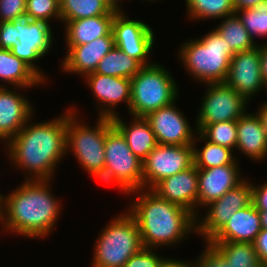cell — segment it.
<instances>
[{"mask_svg":"<svg viewBox=\"0 0 267 267\" xmlns=\"http://www.w3.org/2000/svg\"><path fill=\"white\" fill-rule=\"evenodd\" d=\"M252 203L251 181L246 178L233 189L228 190L219 199L205 207L208 211L201 218L196 217V233L209 242L239 209ZM202 219V220H200Z\"/></svg>","mask_w":267,"mask_h":267,"instance_id":"8fae6325","label":"cell"},{"mask_svg":"<svg viewBox=\"0 0 267 267\" xmlns=\"http://www.w3.org/2000/svg\"><path fill=\"white\" fill-rule=\"evenodd\" d=\"M260 214L261 227L267 229V210H258Z\"/></svg>","mask_w":267,"mask_h":267,"instance_id":"bcb514c9","label":"cell"},{"mask_svg":"<svg viewBox=\"0 0 267 267\" xmlns=\"http://www.w3.org/2000/svg\"><path fill=\"white\" fill-rule=\"evenodd\" d=\"M98 179L114 184L125 194L143 189V162L114 125L106 134L104 171Z\"/></svg>","mask_w":267,"mask_h":267,"instance_id":"ba28073f","label":"cell"},{"mask_svg":"<svg viewBox=\"0 0 267 267\" xmlns=\"http://www.w3.org/2000/svg\"><path fill=\"white\" fill-rule=\"evenodd\" d=\"M17 28L11 21L0 22V49L10 50L17 41Z\"/></svg>","mask_w":267,"mask_h":267,"instance_id":"74e56055","label":"cell"},{"mask_svg":"<svg viewBox=\"0 0 267 267\" xmlns=\"http://www.w3.org/2000/svg\"><path fill=\"white\" fill-rule=\"evenodd\" d=\"M96 240L91 267H123L143 248L137 222L128 211L112 218Z\"/></svg>","mask_w":267,"mask_h":267,"instance_id":"8992f818","label":"cell"},{"mask_svg":"<svg viewBox=\"0 0 267 267\" xmlns=\"http://www.w3.org/2000/svg\"><path fill=\"white\" fill-rule=\"evenodd\" d=\"M117 12L113 10L108 15L65 21L66 47L87 44L99 37L108 36L112 32V23Z\"/></svg>","mask_w":267,"mask_h":267,"instance_id":"603a6c76","label":"cell"},{"mask_svg":"<svg viewBox=\"0 0 267 267\" xmlns=\"http://www.w3.org/2000/svg\"><path fill=\"white\" fill-rule=\"evenodd\" d=\"M26 18L47 23L54 18L61 22L59 0H26Z\"/></svg>","mask_w":267,"mask_h":267,"instance_id":"836d02e7","label":"cell"},{"mask_svg":"<svg viewBox=\"0 0 267 267\" xmlns=\"http://www.w3.org/2000/svg\"><path fill=\"white\" fill-rule=\"evenodd\" d=\"M115 46L142 66L152 65L149 55L154 48V31L141 20L130 19L124 11L117 12L112 23Z\"/></svg>","mask_w":267,"mask_h":267,"instance_id":"4fadbf2b","label":"cell"},{"mask_svg":"<svg viewBox=\"0 0 267 267\" xmlns=\"http://www.w3.org/2000/svg\"><path fill=\"white\" fill-rule=\"evenodd\" d=\"M75 111L77 109L74 106L68 107L66 154L73 151L80 166L98 179L104 171L105 139L113 122L111 118L97 117L96 125L89 126L82 120L78 121Z\"/></svg>","mask_w":267,"mask_h":267,"instance_id":"5b68a950","label":"cell"},{"mask_svg":"<svg viewBox=\"0 0 267 267\" xmlns=\"http://www.w3.org/2000/svg\"><path fill=\"white\" fill-rule=\"evenodd\" d=\"M260 47V71L264 83L267 87V42L259 45Z\"/></svg>","mask_w":267,"mask_h":267,"instance_id":"60d3db41","label":"cell"},{"mask_svg":"<svg viewBox=\"0 0 267 267\" xmlns=\"http://www.w3.org/2000/svg\"><path fill=\"white\" fill-rule=\"evenodd\" d=\"M143 189H153L162 179L194 164L193 145H160L142 161Z\"/></svg>","mask_w":267,"mask_h":267,"instance_id":"7c38bea8","label":"cell"},{"mask_svg":"<svg viewBox=\"0 0 267 267\" xmlns=\"http://www.w3.org/2000/svg\"><path fill=\"white\" fill-rule=\"evenodd\" d=\"M205 86L195 131L200 132L206 125L217 122L237 121L247 111L249 102L225 82Z\"/></svg>","mask_w":267,"mask_h":267,"instance_id":"9c48e42d","label":"cell"},{"mask_svg":"<svg viewBox=\"0 0 267 267\" xmlns=\"http://www.w3.org/2000/svg\"><path fill=\"white\" fill-rule=\"evenodd\" d=\"M26 17V0H0V22Z\"/></svg>","mask_w":267,"mask_h":267,"instance_id":"d590c367","label":"cell"},{"mask_svg":"<svg viewBox=\"0 0 267 267\" xmlns=\"http://www.w3.org/2000/svg\"><path fill=\"white\" fill-rule=\"evenodd\" d=\"M143 66L114 46L98 63L94 73L131 79Z\"/></svg>","mask_w":267,"mask_h":267,"instance_id":"83f0119b","label":"cell"},{"mask_svg":"<svg viewBox=\"0 0 267 267\" xmlns=\"http://www.w3.org/2000/svg\"><path fill=\"white\" fill-rule=\"evenodd\" d=\"M113 125L124 136L129 149L143 161L158 145L155 134L145 117L133 116L129 125L119 114L111 118Z\"/></svg>","mask_w":267,"mask_h":267,"instance_id":"cb8c5ba5","label":"cell"},{"mask_svg":"<svg viewBox=\"0 0 267 267\" xmlns=\"http://www.w3.org/2000/svg\"><path fill=\"white\" fill-rule=\"evenodd\" d=\"M239 163L222 165L198 170L197 217L199 207L203 208L210 202L222 197L228 190L233 189L245 178L241 176ZM199 211V212H198Z\"/></svg>","mask_w":267,"mask_h":267,"instance_id":"e0dca14e","label":"cell"},{"mask_svg":"<svg viewBox=\"0 0 267 267\" xmlns=\"http://www.w3.org/2000/svg\"><path fill=\"white\" fill-rule=\"evenodd\" d=\"M17 28V41L10 49L11 53L28 64L44 81L45 75L36 61L49 53L53 46V30L45 21L22 18L11 21Z\"/></svg>","mask_w":267,"mask_h":267,"instance_id":"30bf717a","label":"cell"},{"mask_svg":"<svg viewBox=\"0 0 267 267\" xmlns=\"http://www.w3.org/2000/svg\"><path fill=\"white\" fill-rule=\"evenodd\" d=\"M67 119L68 109L51 121L34 124L29 120V123L6 143V153L11 165L26 172V180L54 178L56 166L58 168L61 160L67 155Z\"/></svg>","mask_w":267,"mask_h":267,"instance_id":"6da1fadb","label":"cell"},{"mask_svg":"<svg viewBox=\"0 0 267 267\" xmlns=\"http://www.w3.org/2000/svg\"><path fill=\"white\" fill-rule=\"evenodd\" d=\"M176 101L145 116L160 145H193L195 134ZM188 120V121H187Z\"/></svg>","mask_w":267,"mask_h":267,"instance_id":"5bb4252c","label":"cell"},{"mask_svg":"<svg viewBox=\"0 0 267 267\" xmlns=\"http://www.w3.org/2000/svg\"><path fill=\"white\" fill-rule=\"evenodd\" d=\"M160 267H194V262L180 261L174 258H164Z\"/></svg>","mask_w":267,"mask_h":267,"instance_id":"b9f144b4","label":"cell"},{"mask_svg":"<svg viewBox=\"0 0 267 267\" xmlns=\"http://www.w3.org/2000/svg\"><path fill=\"white\" fill-rule=\"evenodd\" d=\"M242 21L248 33L255 38L267 37V1L261 2L255 8H245L235 12Z\"/></svg>","mask_w":267,"mask_h":267,"instance_id":"d6a6232c","label":"cell"},{"mask_svg":"<svg viewBox=\"0 0 267 267\" xmlns=\"http://www.w3.org/2000/svg\"><path fill=\"white\" fill-rule=\"evenodd\" d=\"M222 19L221 23L214 29L227 45H230L234 53L250 50L258 45L236 13Z\"/></svg>","mask_w":267,"mask_h":267,"instance_id":"4316f807","label":"cell"},{"mask_svg":"<svg viewBox=\"0 0 267 267\" xmlns=\"http://www.w3.org/2000/svg\"><path fill=\"white\" fill-rule=\"evenodd\" d=\"M235 11L245 9V8H255L261 2H265L267 0H232Z\"/></svg>","mask_w":267,"mask_h":267,"instance_id":"7bdbcfd3","label":"cell"},{"mask_svg":"<svg viewBox=\"0 0 267 267\" xmlns=\"http://www.w3.org/2000/svg\"><path fill=\"white\" fill-rule=\"evenodd\" d=\"M198 170L190 168L162 179L153 189L160 198L178 204L197 217Z\"/></svg>","mask_w":267,"mask_h":267,"instance_id":"d6986e66","label":"cell"},{"mask_svg":"<svg viewBox=\"0 0 267 267\" xmlns=\"http://www.w3.org/2000/svg\"><path fill=\"white\" fill-rule=\"evenodd\" d=\"M143 1H144V0H143ZM145 1H147V2H151V1L153 2V1H154V2H155V1H157V0H145Z\"/></svg>","mask_w":267,"mask_h":267,"instance_id":"7dc6e473","label":"cell"},{"mask_svg":"<svg viewBox=\"0 0 267 267\" xmlns=\"http://www.w3.org/2000/svg\"><path fill=\"white\" fill-rule=\"evenodd\" d=\"M253 244L260 263L263 266L267 265V229L262 228Z\"/></svg>","mask_w":267,"mask_h":267,"instance_id":"ab89813d","label":"cell"},{"mask_svg":"<svg viewBox=\"0 0 267 267\" xmlns=\"http://www.w3.org/2000/svg\"><path fill=\"white\" fill-rule=\"evenodd\" d=\"M178 53L188 75L204 85L225 82L230 61L235 55L215 29L199 39L192 38L182 43Z\"/></svg>","mask_w":267,"mask_h":267,"instance_id":"277c9868","label":"cell"},{"mask_svg":"<svg viewBox=\"0 0 267 267\" xmlns=\"http://www.w3.org/2000/svg\"><path fill=\"white\" fill-rule=\"evenodd\" d=\"M62 23L82 18L108 15L113 9L105 0H59Z\"/></svg>","mask_w":267,"mask_h":267,"instance_id":"f546056e","label":"cell"},{"mask_svg":"<svg viewBox=\"0 0 267 267\" xmlns=\"http://www.w3.org/2000/svg\"><path fill=\"white\" fill-rule=\"evenodd\" d=\"M261 230L259 211L251 203L237 210L210 241L254 243Z\"/></svg>","mask_w":267,"mask_h":267,"instance_id":"7402d4cb","label":"cell"},{"mask_svg":"<svg viewBox=\"0 0 267 267\" xmlns=\"http://www.w3.org/2000/svg\"><path fill=\"white\" fill-rule=\"evenodd\" d=\"M193 142L194 165L197 169H208L222 165L238 163L233 150L206 140L199 132H196ZM197 141L205 142L203 148L196 145Z\"/></svg>","mask_w":267,"mask_h":267,"instance_id":"484cf974","label":"cell"},{"mask_svg":"<svg viewBox=\"0 0 267 267\" xmlns=\"http://www.w3.org/2000/svg\"><path fill=\"white\" fill-rule=\"evenodd\" d=\"M259 106L260 107H258L256 114L260 118L262 126L267 133V101H264V103H261Z\"/></svg>","mask_w":267,"mask_h":267,"instance_id":"ee69618b","label":"cell"},{"mask_svg":"<svg viewBox=\"0 0 267 267\" xmlns=\"http://www.w3.org/2000/svg\"><path fill=\"white\" fill-rule=\"evenodd\" d=\"M51 180H24L7 196H0V224L8 233L47 238L61 214V201L51 192ZM10 231V232H9Z\"/></svg>","mask_w":267,"mask_h":267,"instance_id":"7a4b0ae2","label":"cell"},{"mask_svg":"<svg viewBox=\"0 0 267 267\" xmlns=\"http://www.w3.org/2000/svg\"><path fill=\"white\" fill-rule=\"evenodd\" d=\"M230 267H263L253 243L209 241Z\"/></svg>","mask_w":267,"mask_h":267,"instance_id":"f1b7e54d","label":"cell"},{"mask_svg":"<svg viewBox=\"0 0 267 267\" xmlns=\"http://www.w3.org/2000/svg\"><path fill=\"white\" fill-rule=\"evenodd\" d=\"M162 64L143 66L131 78L129 113L145 117L148 113L177 101L178 86Z\"/></svg>","mask_w":267,"mask_h":267,"instance_id":"52a82bcc","label":"cell"},{"mask_svg":"<svg viewBox=\"0 0 267 267\" xmlns=\"http://www.w3.org/2000/svg\"><path fill=\"white\" fill-rule=\"evenodd\" d=\"M194 262V267H230L227 260L209 243Z\"/></svg>","mask_w":267,"mask_h":267,"instance_id":"8d00e7d4","label":"cell"},{"mask_svg":"<svg viewBox=\"0 0 267 267\" xmlns=\"http://www.w3.org/2000/svg\"><path fill=\"white\" fill-rule=\"evenodd\" d=\"M115 46L114 35L99 37L90 43L67 47L62 60V69L66 73L79 74L82 77L95 72L100 60Z\"/></svg>","mask_w":267,"mask_h":267,"instance_id":"ffe728a7","label":"cell"},{"mask_svg":"<svg viewBox=\"0 0 267 267\" xmlns=\"http://www.w3.org/2000/svg\"><path fill=\"white\" fill-rule=\"evenodd\" d=\"M108 5L113 9V10H116L118 12L120 11H124V10H121L122 7L120 6L122 3L121 1L123 2V0H105Z\"/></svg>","mask_w":267,"mask_h":267,"instance_id":"f6af8a7d","label":"cell"},{"mask_svg":"<svg viewBox=\"0 0 267 267\" xmlns=\"http://www.w3.org/2000/svg\"><path fill=\"white\" fill-rule=\"evenodd\" d=\"M135 194L127 211L137 222L144 248L179 245L186 236L196 233V216L188 209L160 198L151 189L136 190L127 196Z\"/></svg>","mask_w":267,"mask_h":267,"instance_id":"3957f363","label":"cell"},{"mask_svg":"<svg viewBox=\"0 0 267 267\" xmlns=\"http://www.w3.org/2000/svg\"><path fill=\"white\" fill-rule=\"evenodd\" d=\"M87 86L91 89L99 103L98 117L113 118L118 111L115 108L124 102L129 111L131 99V79L90 73L84 76ZM100 111V112H99ZM117 112V113H116Z\"/></svg>","mask_w":267,"mask_h":267,"instance_id":"2e32d148","label":"cell"},{"mask_svg":"<svg viewBox=\"0 0 267 267\" xmlns=\"http://www.w3.org/2000/svg\"><path fill=\"white\" fill-rule=\"evenodd\" d=\"M225 83L248 102L262 89L267 91L260 71L259 44L253 49L235 53Z\"/></svg>","mask_w":267,"mask_h":267,"instance_id":"9a60e30c","label":"cell"},{"mask_svg":"<svg viewBox=\"0 0 267 267\" xmlns=\"http://www.w3.org/2000/svg\"><path fill=\"white\" fill-rule=\"evenodd\" d=\"M252 186V203L257 210H267V182Z\"/></svg>","mask_w":267,"mask_h":267,"instance_id":"f35d334b","label":"cell"},{"mask_svg":"<svg viewBox=\"0 0 267 267\" xmlns=\"http://www.w3.org/2000/svg\"><path fill=\"white\" fill-rule=\"evenodd\" d=\"M155 248H142L132 255L123 267H160L164 257L155 253Z\"/></svg>","mask_w":267,"mask_h":267,"instance_id":"e575fe53","label":"cell"},{"mask_svg":"<svg viewBox=\"0 0 267 267\" xmlns=\"http://www.w3.org/2000/svg\"><path fill=\"white\" fill-rule=\"evenodd\" d=\"M0 80L3 83L0 87L10 84L22 90L46 83L28 64L7 49H0Z\"/></svg>","mask_w":267,"mask_h":267,"instance_id":"d4e9b609","label":"cell"},{"mask_svg":"<svg viewBox=\"0 0 267 267\" xmlns=\"http://www.w3.org/2000/svg\"><path fill=\"white\" fill-rule=\"evenodd\" d=\"M189 20L221 19L235 14L232 0H185Z\"/></svg>","mask_w":267,"mask_h":267,"instance_id":"4dcf8cb0","label":"cell"},{"mask_svg":"<svg viewBox=\"0 0 267 267\" xmlns=\"http://www.w3.org/2000/svg\"><path fill=\"white\" fill-rule=\"evenodd\" d=\"M236 150L259 162L267 158V133L256 114L245 112L237 120Z\"/></svg>","mask_w":267,"mask_h":267,"instance_id":"44dd1931","label":"cell"},{"mask_svg":"<svg viewBox=\"0 0 267 267\" xmlns=\"http://www.w3.org/2000/svg\"><path fill=\"white\" fill-rule=\"evenodd\" d=\"M206 140L227 147L236 149L237 144V121H223L206 125L199 132Z\"/></svg>","mask_w":267,"mask_h":267,"instance_id":"1f68e13d","label":"cell"},{"mask_svg":"<svg viewBox=\"0 0 267 267\" xmlns=\"http://www.w3.org/2000/svg\"><path fill=\"white\" fill-rule=\"evenodd\" d=\"M11 89L0 87V140L3 143L14 137L29 120H32L35 113L28 96L19 93L21 87Z\"/></svg>","mask_w":267,"mask_h":267,"instance_id":"ac0fdd59","label":"cell"}]
</instances>
